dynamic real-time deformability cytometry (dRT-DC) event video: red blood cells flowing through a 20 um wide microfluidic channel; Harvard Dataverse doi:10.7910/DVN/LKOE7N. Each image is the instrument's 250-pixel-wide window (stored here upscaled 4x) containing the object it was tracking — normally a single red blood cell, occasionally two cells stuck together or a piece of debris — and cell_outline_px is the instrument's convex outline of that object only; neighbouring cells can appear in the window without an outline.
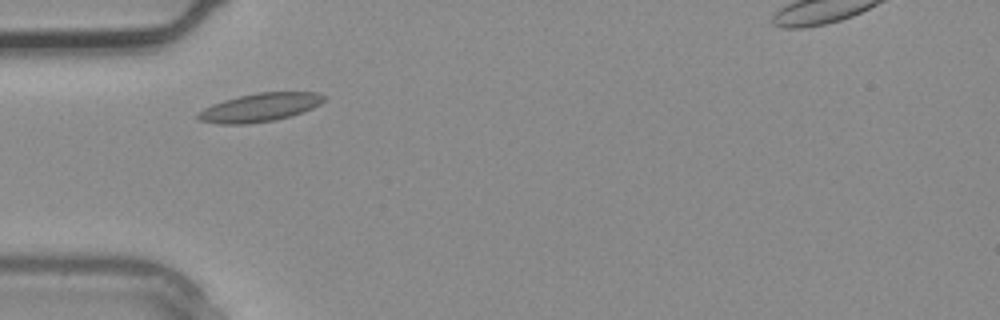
{"species": "common noctule bat (a hibernating species)", "species_latin": "Nyctalus noctula", "temperature_condition": "warm", "stored_images_in_passage": 1, "camera_frame_rate_fps": 3000, "um_per_image_px": 0.085, "animal": {"sex": "male", "body_mass_g": 20.4}, "frame": {"image": 1, "passage_image": 1, "time_ms": 0.0, "image_size_px": [1000, 320], "cell_outline_px": [[328, 96], [320, 104], [312, 108], [292, 116], [276, 120], [244, 124], [220, 124], [200, 120], [196, 116], [204, 108], [212, 104], [224, 100], [256, 92], [320, 92]], "centroid_in_image_um": [22.14, 9.12], "position_along_channel_um": 62.9, "area_um2": 20.87}}